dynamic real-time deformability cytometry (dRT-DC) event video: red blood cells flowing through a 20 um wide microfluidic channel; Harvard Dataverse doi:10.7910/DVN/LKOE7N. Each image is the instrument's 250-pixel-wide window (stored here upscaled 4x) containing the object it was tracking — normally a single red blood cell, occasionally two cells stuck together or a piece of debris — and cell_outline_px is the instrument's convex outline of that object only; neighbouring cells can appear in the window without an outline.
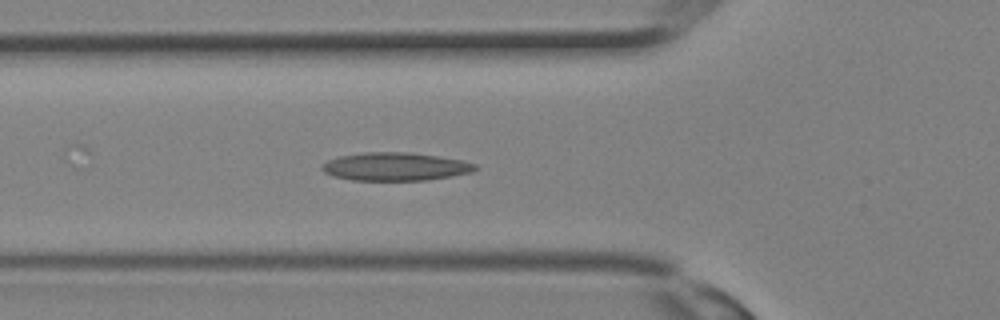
{"species": "Egyptian fruit bat (a non-hibernating species)", "species_latin": "Rousettus aegyptiacus", "temperature_condition": "room temperature", "stored_images_in_passage": 32, "camera_frame_rate_fps": 3000, "um_per_image_px": 0.085, "animal": {"sex": "female"}, "frame": {"image": 1, "passage_image": 11, "time_ms": 3.333, "image_size_px": [1000, 320], "cell_outline_px": [[476, 168], [472, 172], [424, 180], [352, 180], [332, 176], [324, 172], [320, 168], [320, 164], [328, 160], [340, 156], [364, 152], [408, 152], [440, 156], [464, 160], [476, 164]], "centroid_in_image_um": [33.56, 14.15], "position_along_channel_um": 92.2, "area_um2": 25.14}}
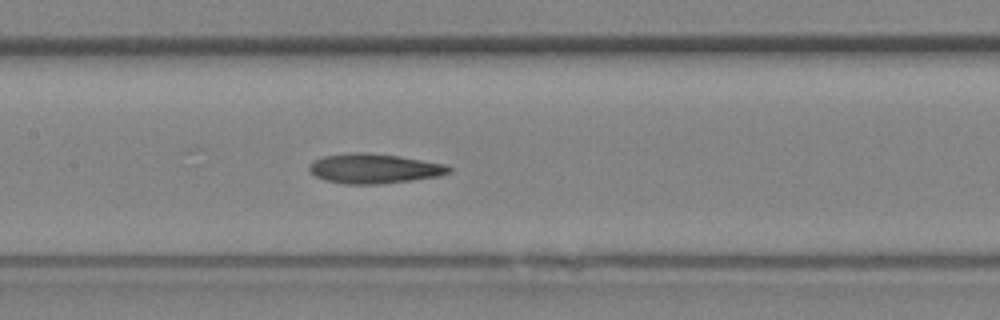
{"frame": {"image": 2, "passage_image": 15, "time_ms": 4.667, "image_size_px": [1000, 320], "cell_outline_px": [[452, 172], [440, 176], [412, 180], [380, 184], [344, 184], [328, 180], [316, 176], [308, 168], [312, 160], [324, 156], [356, 152], [368, 152], [396, 156], [444, 164], [452, 168]], "centroid_in_image_um": [31.81, 14.33], "position_along_channel_um": 175.6, "area_um2": 23.99}}
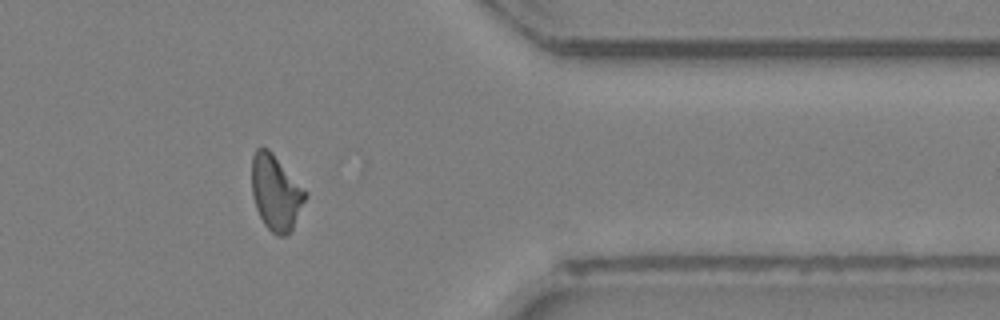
{"frame": {"image": 3, "passage_image": 26, "time_ms": 8.333, "image_size_px": [1000, 320], "cell_outline_px": [[308, 196], [288, 236], [276, 236], [264, 224], [256, 208], [252, 196], [252, 156], [256, 148], [268, 148], [272, 152], [308, 192]], "centroid_in_image_um": [23.45, 16.37], "position_along_channel_um": 387.9, "area_um2": 23.64}}